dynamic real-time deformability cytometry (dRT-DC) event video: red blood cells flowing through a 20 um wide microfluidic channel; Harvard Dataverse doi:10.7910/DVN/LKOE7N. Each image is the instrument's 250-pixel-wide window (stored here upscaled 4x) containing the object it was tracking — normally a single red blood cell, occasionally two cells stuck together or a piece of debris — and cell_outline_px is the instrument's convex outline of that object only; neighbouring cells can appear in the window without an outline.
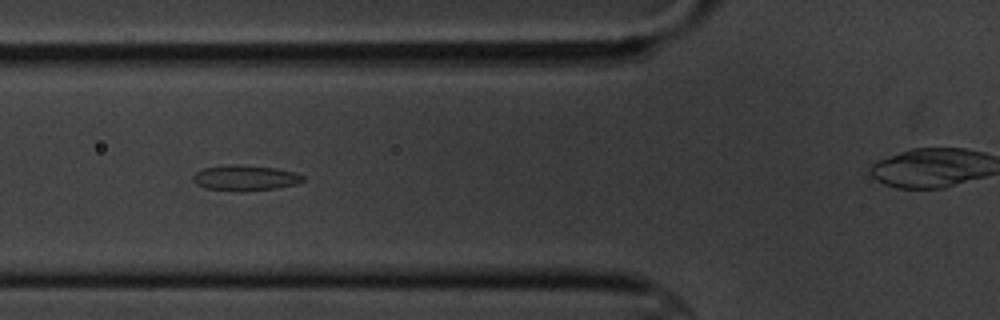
{"species": "common noctule bat (a hibernating species)", "species_latin": "Nyctalus noctula", "temperature_condition": "cold", "stored_images_in_passage": 5, "segment_of_instrument_passage": [1, 2], "camera_frame_rate_fps": 3000, "um_per_image_px": 0.085, "animal": {"sex": "male", "body_mass_g": 20.1, "forearm_length_mm": 53.5}, "frame": {"image": 1, "passage_image": 4, "time_ms": 4.0, "image_size_px": [1000, 320], "cell_outline_px": [[304, 180], [296, 184], [276, 188], [204, 188], [196, 184], [192, 180], [192, 176], [196, 172], [204, 168], [224, 164], [240, 164], [276, 168], [296, 172], [304, 176]], "centroid_in_image_um": [20.84, 15.05], "position_along_channel_um": 105.0, "area_um2": 15.61}}